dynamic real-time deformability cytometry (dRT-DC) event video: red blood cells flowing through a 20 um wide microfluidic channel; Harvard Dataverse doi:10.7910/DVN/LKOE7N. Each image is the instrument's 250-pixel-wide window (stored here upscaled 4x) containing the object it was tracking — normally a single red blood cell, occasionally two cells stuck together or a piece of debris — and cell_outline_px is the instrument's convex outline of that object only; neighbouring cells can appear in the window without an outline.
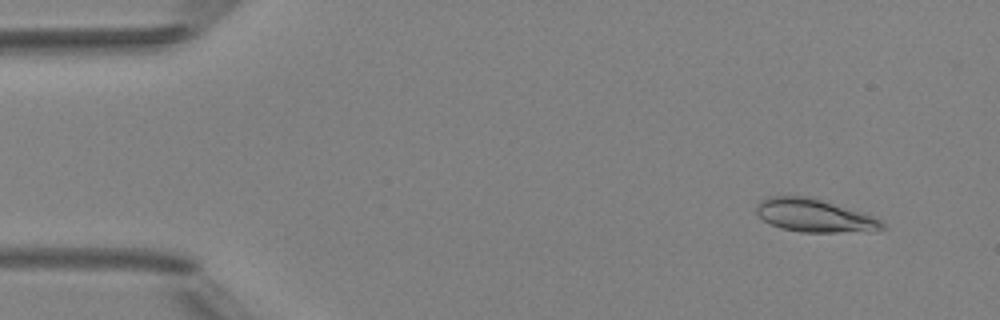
{"species": "Egyptian fruit bat (a non-hibernating species)", "species_latin": "Rousettus aegyptiacus", "temperature_condition": "room temperature", "stored_images_in_passage": 6, "camera_frame_rate_fps": 3000, "um_per_image_px": 0.085, "animal": {"sex": "female"}, "frame": {"image": 1, "passage_image": 2, "time_ms": 1.0, "image_size_px": [1000, 320], "cell_outline_px": [[884, 228], [868, 232], [800, 232], [780, 228], [764, 220], [756, 212], [756, 204], [764, 196], [808, 196], [872, 216], [880, 220], [884, 224]], "centroid_in_image_um": [69.18, 18.32], "position_along_channel_um": 15.8, "area_um2": 24.04}}
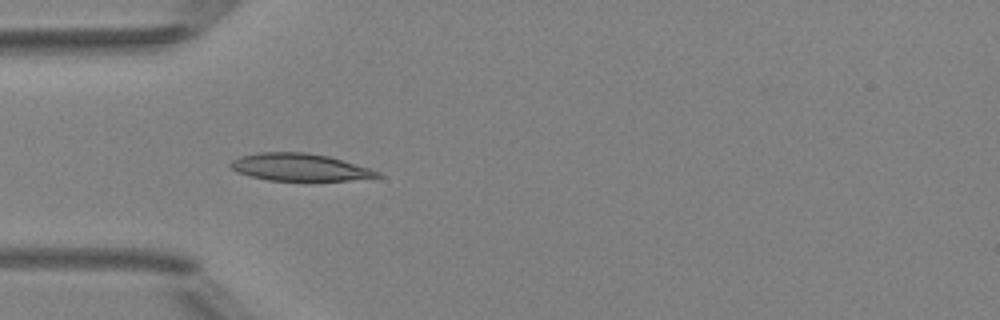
{"frame": {"image": 2, "passage_image": 5, "time_ms": 4.667, "image_size_px": [1000, 320], "cell_outline_px": [[384, 176], [348, 180], [268, 180], [236, 172], [228, 164], [232, 160], [240, 156], [260, 152], [304, 152], [328, 156], [368, 168], [380, 172]], "centroid_in_image_um": [25.43, 14.21], "position_along_channel_um": 59.6, "area_um2": 23.06}}
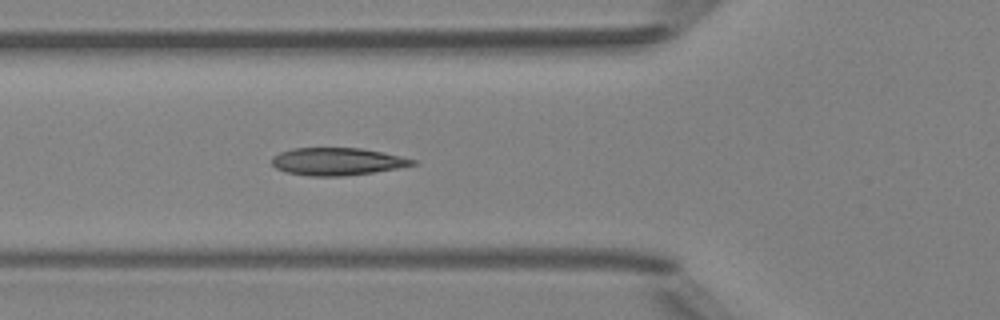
{"frame": {"image": 3, "passage_image": 6, "time_ms": 5.667, "image_size_px": [1000, 320], "cell_outline_px": [[420, 164], [372, 172], [344, 176], [308, 176], [284, 172], [276, 168], [272, 164], [272, 156], [280, 152], [292, 148], [360, 148], [384, 152], [416, 160]], "centroid_in_image_um": [28.65, 13.73], "position_along_channel_um": 97.2, "area_um2": 22.66}}